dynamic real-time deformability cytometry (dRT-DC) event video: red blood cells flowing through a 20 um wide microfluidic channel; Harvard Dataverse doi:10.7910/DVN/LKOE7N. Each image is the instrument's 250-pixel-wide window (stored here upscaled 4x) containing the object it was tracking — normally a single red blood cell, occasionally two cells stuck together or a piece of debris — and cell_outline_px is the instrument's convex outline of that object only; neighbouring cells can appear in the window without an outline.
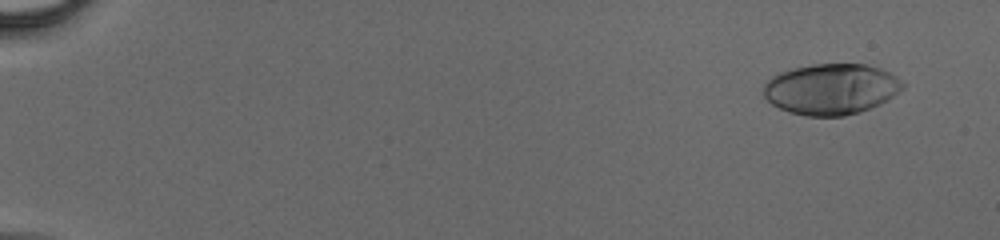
{"species": "human", "species_latin": "Homo sapiens", "temperature_condition": "cold", "stored_images_in_passage": 48, "camera_frame_rate_fps": 3000, "um_per_image_px": 0.085, "donor": {"sex": "male"}, "frame": {"image": 1, "passage_image": 4, "time_ms": 1.0, "image_size_px": [1000, 240], "cell_outline_px": [[904, 88], [888, 100], [880, 104], [860, 112], [844, 116], [804, 116], [788, 112], [772, 104], [764, 96], [760, 88], [772, 76], [780, 72], [792, 68], [812, 64], [864, 64], [880, 68], [896, 76], [904, 84]], "centroid_in_image_um": [70.62, 7.58], "position_along_channel_um": 14.4, "area_um2": 41.56}}
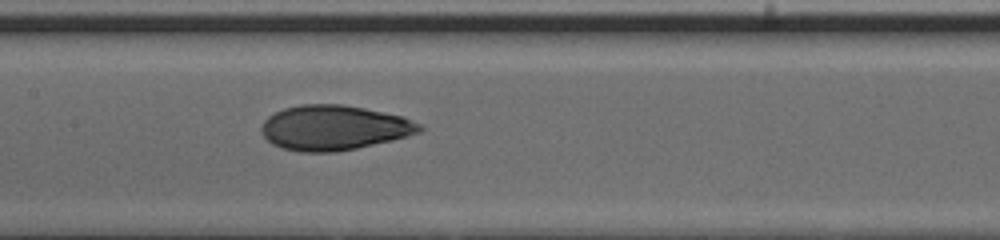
{"frame": {"image": 2, "passage_image": 26, "time_ms": 8.333, "image_size_px": [1000, 240], "cell_outline_px": [[424, 128], [420, 132], [392, 140], [356, 148], [336, 152], [300, 152], [280, 148], [272, 144], [260, 132], [260, 128], [264, 120], [268, 116], [284, 108], [300, 104], [340, 104], [364, 108], [404, 116], [420, 124]], "centroid_in_image_um": [28.37, 10.86], "position_along_channel_um": 179.0, "area_um2": 41.5}}
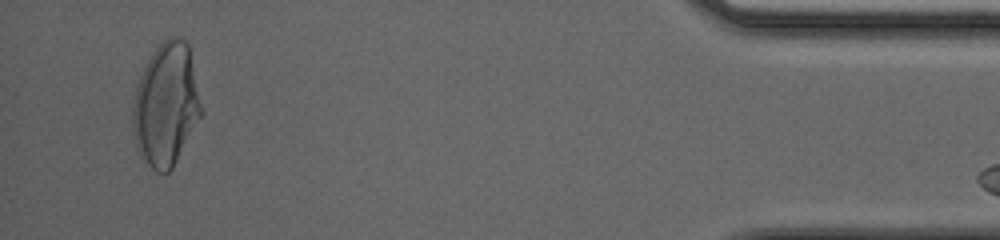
{"frame": {"image": 3, "passage_image": 46, "time_ms": 15.0, "image_size_px": [1000, 240], "cell_outline_px": [[204, 112], [172, 168], [164, 176], [156, 172], [140, 156], [136, 148], [132, 132], [132, 104], [136, 88], [140, 76], [152, 52], [168, 36], [180, 36], [188, 44]], "centroid_in_image_um": [14.11, 8.92], "position_along_channel_um": 421.1, "area_um2": 49.53}}